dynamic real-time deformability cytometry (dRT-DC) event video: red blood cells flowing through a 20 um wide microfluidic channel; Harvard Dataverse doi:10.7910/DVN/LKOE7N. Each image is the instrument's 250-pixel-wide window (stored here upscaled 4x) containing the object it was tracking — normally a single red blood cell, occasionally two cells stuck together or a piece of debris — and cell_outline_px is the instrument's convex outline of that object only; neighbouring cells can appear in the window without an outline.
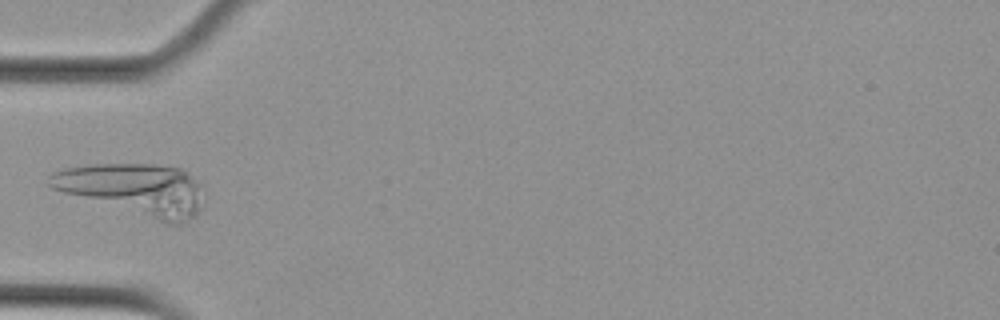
{"species": "Egyptian fruit bat (a non-hibernating species)", "species_latin": "Rousettus aegyptiacus", "temperature_condition": "cold", "stored_images_in_passage": 5, "camera_frame_rate_fps": 3000, "um_per_image_px": 0.085, "animal": {"sex": "female"}, "frame": {"image": 1, "passage_image": 5, "time_ms": 1.333, "image_size_px": [1000, 320], "cell_outline_px": [[204, 208], [200, 212], [188, 220], [180, 224], [164, 224], [64, 192], [52, 188], [48, 184], [48, 176], [52, 172], [64, 168], [92, 164], [152, 164], [180, 168], [188, 172], [204, 184]], "centroid_in_image_um": [11.53, 16.1], "position_along_channel_um": 73.5, "area_um2": 47.22}}